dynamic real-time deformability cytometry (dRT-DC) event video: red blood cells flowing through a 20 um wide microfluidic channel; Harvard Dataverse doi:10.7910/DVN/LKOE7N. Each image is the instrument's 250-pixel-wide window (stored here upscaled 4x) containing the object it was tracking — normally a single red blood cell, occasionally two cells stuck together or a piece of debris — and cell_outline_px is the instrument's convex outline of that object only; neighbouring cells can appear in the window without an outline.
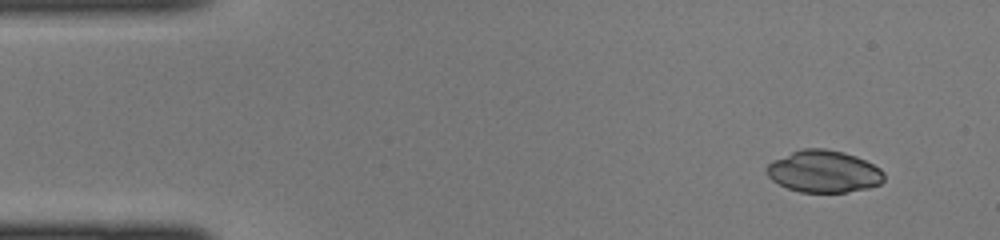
{"species": "common noctule bat (a hibernating species)", "species_latin": "Nyctalus noctula", "temperature_condition": "cold", "stored_images_in_passage": 41, "camera_frame_rate_fps": 3000, "um_per_image_px": 0.085, "animal": {"sex": "female", "body_mass_g": 22.0, "forearm_length_mm": 56.7}, "frame": {"image": 1, "passage_image": 1, "time_ms": 0.0, "image_size_px": [1000, 240], "cell_outline_px": [[884, 180], [880, 184], [868, 188], [844, 192], [800, 192], [788, 188], [772, 180], [768, 176], [764, 168], [772, 160], [792, 152], [804, 148], [824, 148], [844, 152], [856, 156], [880, 168], [884, 172]], "centroid_in_image_um": [70.01, 14.57], "position_along_channel_um": 15.0, "area_um2": 28.78}}